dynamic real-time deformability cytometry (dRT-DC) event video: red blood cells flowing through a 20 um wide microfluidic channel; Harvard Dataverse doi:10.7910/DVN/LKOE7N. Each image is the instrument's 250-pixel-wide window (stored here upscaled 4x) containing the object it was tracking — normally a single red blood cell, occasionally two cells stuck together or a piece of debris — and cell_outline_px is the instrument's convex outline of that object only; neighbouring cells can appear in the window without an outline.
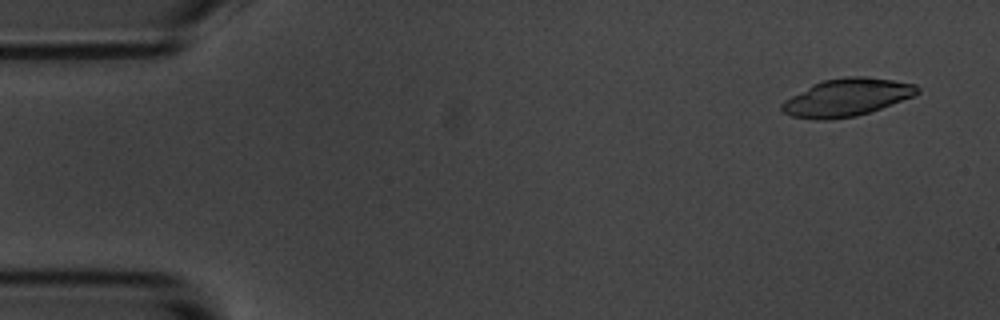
{"species": "common noctule bat (a hibernating species)", "species_latin": "Nyctalus noctula", "temperature_condition": "room temperature", "stored_images_in_passage": 8, "camera_frame_rate_fps": 3000, "um_per_image_px": 0.085, "animal": {"sex": "male", "body_mass_g": 20.1, "forearm_length_mm": 53.5}, "frame": {"image": 1, "passage_image": 1, "time_ms": 0.0, "image_size_px": [1000, 320], "cell_outline_px": [[920, 92], [916, 96], [856, 116], [828, 120], [816, 120], [792, 116], [784, 112], [780, 108], [780, 104], [784, 100], [812, 84], [824, 80], [848, 76], [868, 76], [916, 84], [920, 88]], "centroid_in_image_um": [71.99, 8.28], "position_along_channel_um": 13.0, "area_um2": 29.77}}